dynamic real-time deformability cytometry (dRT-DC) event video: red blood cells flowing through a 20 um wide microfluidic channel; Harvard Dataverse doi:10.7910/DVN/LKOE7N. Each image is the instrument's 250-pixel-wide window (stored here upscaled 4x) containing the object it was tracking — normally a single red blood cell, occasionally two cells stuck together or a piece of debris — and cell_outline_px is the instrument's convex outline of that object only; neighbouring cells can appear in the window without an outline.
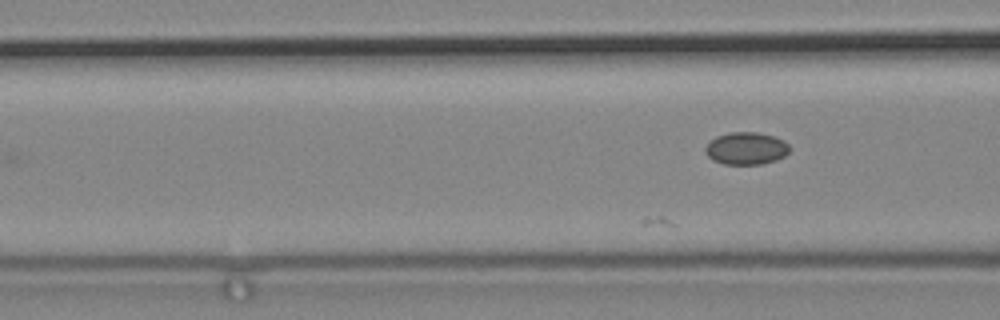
{"species": "common noctule bat (a hibernating species)", "species_latin": "Nyctalus noctula", "temperature_condition": "cold", "stored_images_in_passage": 41, "camera_frame_rate_fps": 3000, "um_per_image_px": 0.085, "animal": {"sex": "male", "body_mass_g": 19.2, "forearm_length_mm": 51.8}, "frame": {"image": 1, "passage_image": 8, "time_ms": 2.333, "image_size_px": [1000, 320], "cell_outline_px": [[792, 148], [784, 156], [776, 160], [760, 164], [724, 164], [712, 160], [704, 152], [704, 148], [716, 136], [728, 132], [756, 132], [772, 136], [784, 140]], "centroid_in_image_um": [63.42, 12.61], "position_along_channel_um": 103.2, "area_um2": 15.95}}
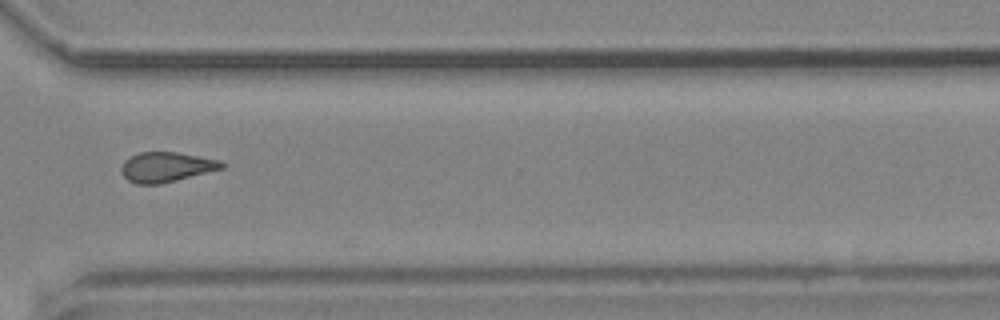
{"frame": {"image": 2, "passage_image": 33, "time_ms": 10.667, "image_size_px": [1000, 320], "cell_outline_px": [[228, 164], [224, 168], [160, 184], [136, 184], [128, 180], [124, 176], [120, 168], [124, 160], [140, 152], [176, 152], [220, 160]], "centroid_in_image_um": [14.15, 14.19], "position_along_channel_um": 356.5, "area_um2": 17.46}}